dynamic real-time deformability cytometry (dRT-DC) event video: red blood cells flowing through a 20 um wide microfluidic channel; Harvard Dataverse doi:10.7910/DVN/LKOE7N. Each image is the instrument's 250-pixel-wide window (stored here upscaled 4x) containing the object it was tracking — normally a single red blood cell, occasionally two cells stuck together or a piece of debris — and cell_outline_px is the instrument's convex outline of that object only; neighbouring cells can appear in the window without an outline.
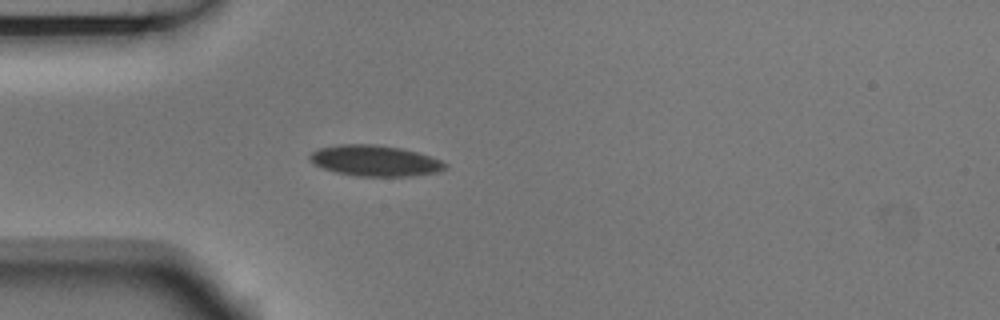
{"species": "Egyptian fruit bat (a non-hibernating species)", "species_latin": "Rousettus aegyptiacus", "temperature_condition": "room temperature", "stored_images_in_passage": 4, "camera_frame_rate_fps": 3000, "um_per_image_px": 0.085, "animal": {"sex": "male"}, "frame": {"image": 1, "passage_image": 4, "time_ms": 1.0, "image_size_px": [1000, 320], "cell_outline_px": [[448, 168], [440, 172], [412, 176], [356, 176], [336, 172], [324, 168], [316, 164], [308, 156], [316, 148], [340, 144], [376, 144], [400, 148], [416, 152], [440, 160], [448, 164]], "centroid_in_image_um": [31.9, 13.66], "position_along_channel_um": 53.1, "area_um2": 24.33}}